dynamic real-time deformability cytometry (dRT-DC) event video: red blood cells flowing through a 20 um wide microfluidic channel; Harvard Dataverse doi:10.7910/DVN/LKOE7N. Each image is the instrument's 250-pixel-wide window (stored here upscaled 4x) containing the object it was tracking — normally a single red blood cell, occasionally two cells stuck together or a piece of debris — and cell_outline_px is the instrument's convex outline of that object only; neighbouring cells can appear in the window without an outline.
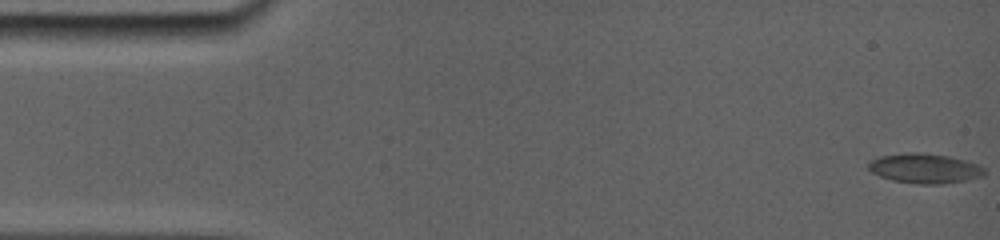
{"species": "common noctule bat (a hibernating species)", "species_latin": "Nyctalus noctula", "temperature_condition": "room temperature", "stored_images_in_passage": 27, "camera_frame_rate_fps": 5000, "um_per_image_px": 0.085, "animal": {"sex": "female", "body_mass_g": 19.0, "forearm_length_mm": 56.7}, "frame": {"image": 1, "passage_image": 1, "time_ms": 0.0, "image_size_px": [1000, 240], "cell_outline_px": [[984, 172], [980, 176], [960, 180], [932, 184], [924, 184], [896, 180], [880, 176], [872, 172], [868, 168], [868, 164], [884, 156], [940, 156], [972, 164], [980, 168]], "centroid_in_image_um": [78.52, 14.38], "position_along_channel_um": 6.5, "area_um2": 17.46}}
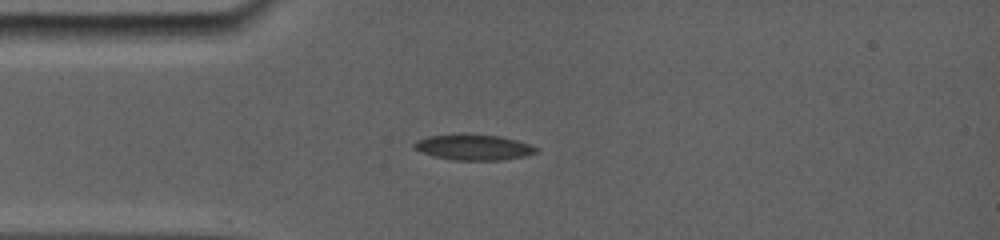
{"frame": {"image": 2, "passage_image": 22, "time_ms": 4.0, "image_size_px": [1000, 240], "cell_outline_px": [[536, 152], [524, 156], [496, 160], [456, 160], [436, 156], [424, 152], [416, 148], [416, 144], [420, 140], [432, 136], [492, 136], [512, 140], [536, 148]], "centroid_in_image_um": [40.27, 12.56], "position_along_channel_um": 44.7, "area_um2": 16.47}}